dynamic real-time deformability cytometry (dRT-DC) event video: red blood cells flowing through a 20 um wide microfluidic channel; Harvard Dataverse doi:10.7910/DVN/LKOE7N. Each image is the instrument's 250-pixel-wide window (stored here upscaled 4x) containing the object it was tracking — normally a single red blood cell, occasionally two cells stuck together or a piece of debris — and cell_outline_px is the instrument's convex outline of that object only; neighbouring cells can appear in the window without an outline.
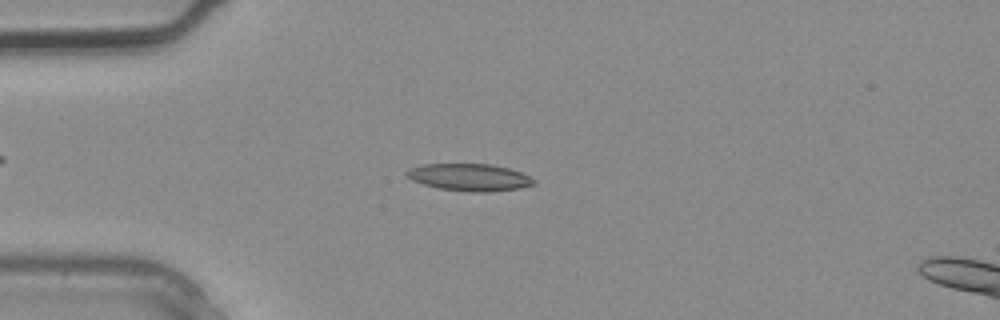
{"species": "common noctule bat (a hibernating species)", "species_latin": "Nyctalus noctula", "temperature_condition": "warm", "stored_images_in_passage": 3, "camera_frame_rate_fps": 3000, "um_per_image_px": 0.085, "animal": {"sex": "male", "body_mass_g": 20.4}, "frame": {"image": 1, "passage_image": 3, "time_ms": 0.667, "image_size_px": [1000, 320], "cell_outline_px": [[536, 184], [520, 188], [488, 192], [468, 192], [440, 188], [424, 184], [412, 180], [404, 176], [404, 172], [408, 168], [420, 164], [492, 164], [508, 168], [520, 172], [536, 180]], "centroid_in_image_um": [39.87, 15.06], "position_along_channel_um": 45.1, "area_um2": 20.29}}